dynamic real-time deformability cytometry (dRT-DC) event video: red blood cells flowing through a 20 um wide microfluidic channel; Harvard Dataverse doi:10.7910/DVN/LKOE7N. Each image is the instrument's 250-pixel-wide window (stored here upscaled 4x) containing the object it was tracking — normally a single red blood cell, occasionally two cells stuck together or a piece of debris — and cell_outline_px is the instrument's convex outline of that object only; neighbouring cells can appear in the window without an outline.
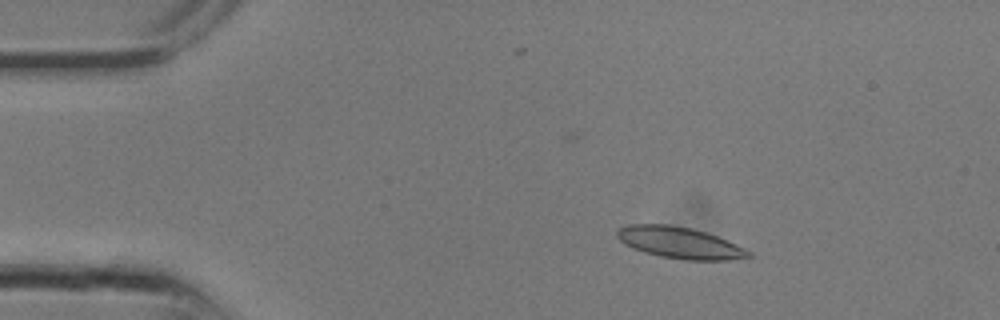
{"species": "common noctule bat (a hibernating species)", "species_latin": "Nyctalus noctula", "temperature_condition": "room temperature", "stored_images_in_passage": 11, "camera_frame_rate_fps": 3000, "um_per_image_px": 0.085, "animal": {"sex": "male", "body_mass_g": 13.3}, "frame": {"image": 1, "passage_image": 4, "time_ms": 1.0, "image_size_px": [1000, 320], "cell_outline_px": [[752, 256], [728, 260], [684, 260], [660, 256], [644, 252], [632, 248], [624, 244], [616, 236], [616, 228], [628, 224], [668, 224], [692, 228], [716, 236], [744, 248], [752, 252]], "centroid_in_image_um": [57.71, 20.63], "position_along_channel_um": 27.3, "area_um2": 24.1}}
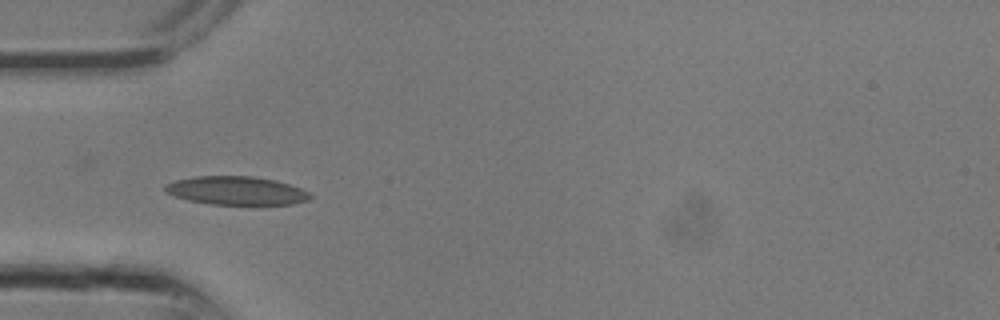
{"frame": {"image": 2, "passage_image": 8, "time_ms": 2.333, "image_size_px": [1000, 320], "cell_outline_px": [[312, 196], [308, 200], [292, 204], [208, 204], [188, 200], [164, 192], [164, 188], [168, 184], [176, 180], [196, 176], [252, 176], [276, 180], [300, 188], [308, 192]], "centroid_in_image_um": [20.09, 16.2], "position_along_channel_um": 64.9, "area_um2": 23.87}}
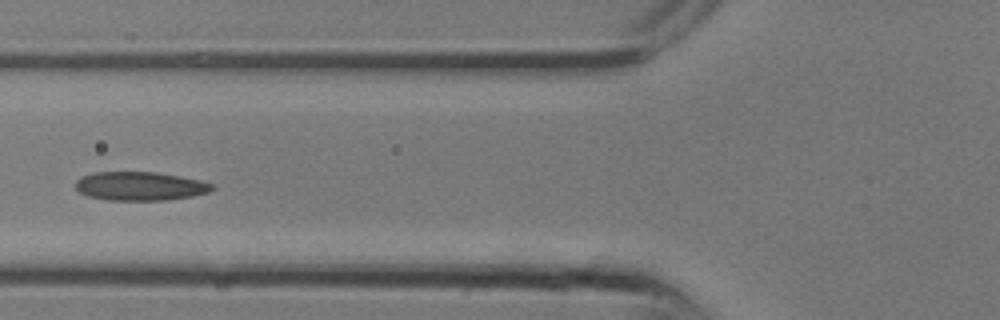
{"frame": {"image": 3, "passage_image": 10, "time_ms": 3.0, "image_size_px": [1000, 320], "cell_outline_px": [[216, 188], [208, 192], [192, 196], [168, 200], [108, 200], [88, 196], [80, 192], [76, 188], [76, 180], [80, 176], [92, 172], [156, 172], [180, 176], [200, 180], [216, 184]], "centroid_in_image_um": [11.93, 15.81], "position_along_channel_um": 113.9, "area_um2": 23.06}}